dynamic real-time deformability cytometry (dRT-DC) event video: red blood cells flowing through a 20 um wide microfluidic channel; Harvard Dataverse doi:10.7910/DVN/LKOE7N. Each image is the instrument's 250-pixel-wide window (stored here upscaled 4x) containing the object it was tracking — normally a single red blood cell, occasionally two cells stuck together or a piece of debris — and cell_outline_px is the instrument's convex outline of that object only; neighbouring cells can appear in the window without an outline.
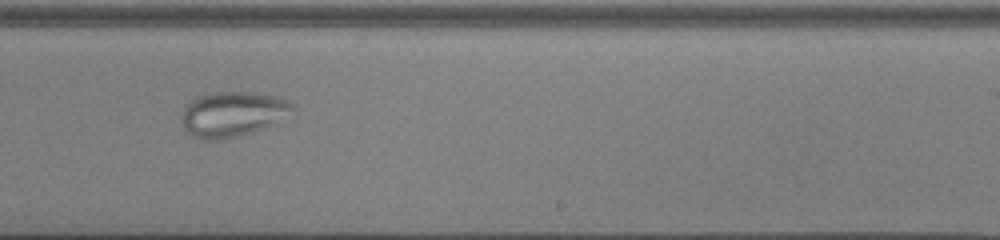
{"species": "common noctule bat (a hibernating species)", "species_latin": "Nyctalus noctula", "temperature_condition": "cold", "stored_images_in_passage": 54, "camera_frame_rate_fps": 3000, "um_per_image_px": 0.085, "animal": {"sex": "male", "body_mass_g": 13.0, "forearm_length_mm": 53.1}, "frame": {"image": 1, "passage_image": 35, "time_ms": 11.333, "image_size_px": [1000, 240], "cell_outline_px": [[296, 108], [264, 128], [252, 132], [236, 136], [212, 140], [204, 140], [188, 132], [184, 128], [180, 120], [180, 116], [184, 108], [196, 96], [216, 92], [252, 92], [272, 96], [284, 100], [292, 104]], "centroid_in_image_um": [19.7, 9.69], "position_along_channel_um": 269.3, "area_um2": 28.5}}
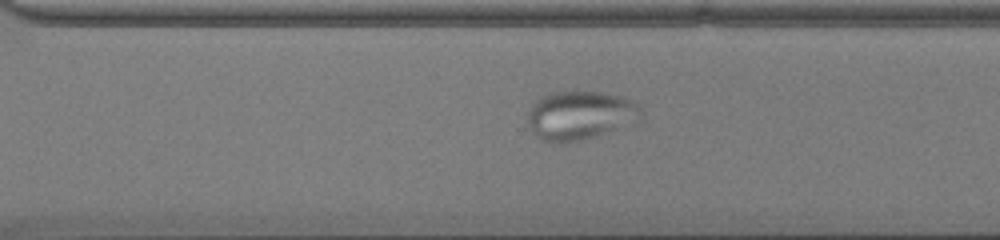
{"frame": {"image": 2, "passage_image": 39, "time_ms": 12.667, "image_size_px": [1000, 240], "cell_outline_px": [[640, 120], [636, 124], [612, 132], [580, 140], [560, 144], [552, 144], [540, 140], [536, 136], [528, 124], [528, 108], [536, 100], [552, 92], [600, 92], [620, 96], [632, 100], [640, 108]], "centroid_in_image_um": [49.31, 9.84], "position_along_channel_um": 321.3, "area_um2": 32.71}}
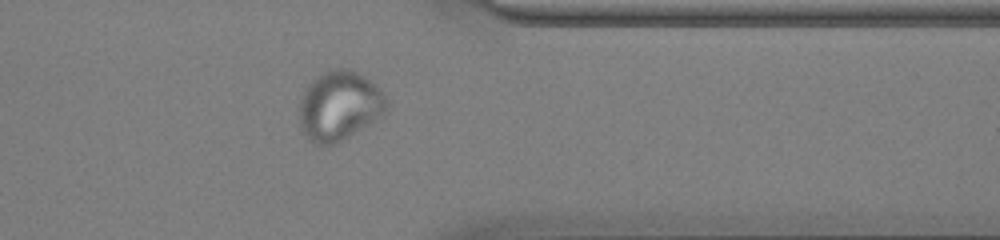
{"frame": {"image": 3, "passage_image": 44, "time_ms": 14.333, "image_size_px": [1000, 240], "cell_outline_px": [[388, 112], [376, 120], [336, 144], [316, 144], [308, 140], [300, 124], [300, 100], [308, 84], [316, 76], [324, 72], [336, 68], [348, 68], [364, 76], [388, 100]], "centroid_in_image_um": [28.85, 9.0], "position_along_channel_um": 382.6, "area_um2": 35.08}}